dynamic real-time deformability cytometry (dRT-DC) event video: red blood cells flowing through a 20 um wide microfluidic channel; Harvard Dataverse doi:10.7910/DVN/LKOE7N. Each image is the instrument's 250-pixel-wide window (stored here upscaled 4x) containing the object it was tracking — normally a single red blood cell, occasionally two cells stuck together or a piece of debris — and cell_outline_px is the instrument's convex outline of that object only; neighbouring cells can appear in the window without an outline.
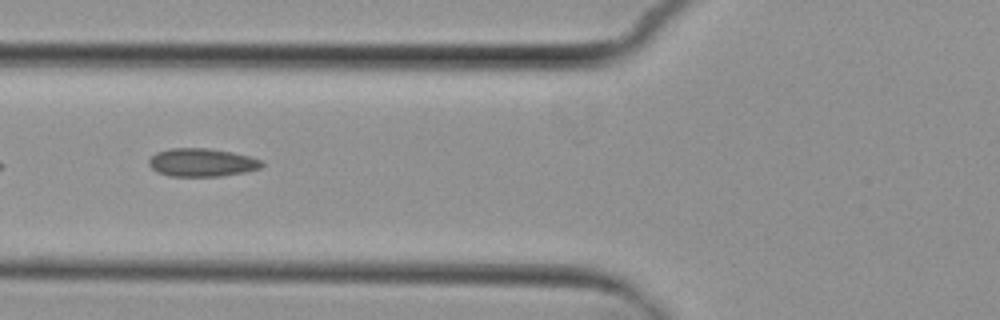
{"species": "common noctule bat (a hibernating species)", "species_latin": "Nyctalus noctula", "temperature_condition": "cold", "stored_images_in_passage": 7, "camera_frame_rate_fps": 3000, "um_per_image_px": 0.085, "animal": {"sex": "female", "body_mass_g": 29.2, "forearm_length_mm": 56.3}, "frame": {"image": 1, "passage_image": 7, "time_ms": 7.0, "image_size_px": [1000, 320], "cell_outline_px": [[264, 164], [260, 168], [244, 172], [220, 176], [168, 176], [156, 172], [148, 164], [148, 160], [156, 152], [168, 148], [208, 148], [232, 152], [248, 156], [260, 160]], "centroid_in_image_um": [17.11, 13.81], "position_along_channel_um": 108.7, "area_um2": 18.55}}